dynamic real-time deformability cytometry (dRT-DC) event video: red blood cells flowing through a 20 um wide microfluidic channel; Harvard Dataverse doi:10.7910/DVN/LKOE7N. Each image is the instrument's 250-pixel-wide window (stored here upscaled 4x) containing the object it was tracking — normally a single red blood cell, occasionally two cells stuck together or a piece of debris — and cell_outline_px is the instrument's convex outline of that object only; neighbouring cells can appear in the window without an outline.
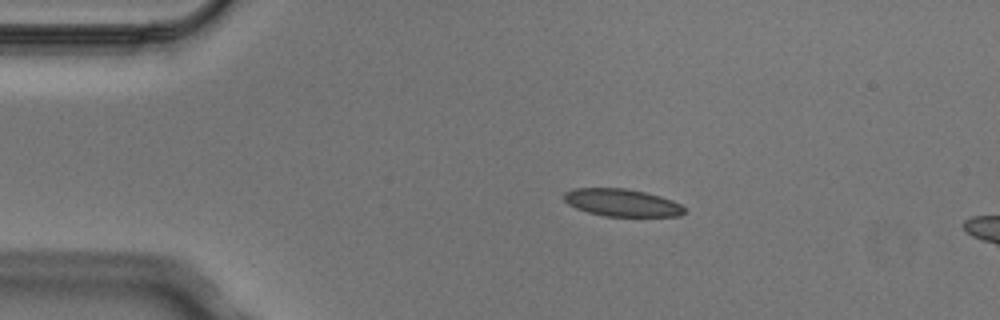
{"species": "Egyptian fruit bat (a non-hibernating species)", "species_latin": "Rousettus aegyptiacus", "temperature_condition": "cold", "stored_images_in_passage": 4, "camera_frame_rate_fps": 3000, "um_per_image_px": 0.085, "animal": {"sex": "male"}, "frame": {"image": 1, "passage_image": 2, "time_ms": 0.333, "image_size_px": [1000, 320], "cell_outline_px": [[684, 212], [680, 216], [604, 216], [588, 212], [576, 208], [568, 204], [564, 200], [564, 192], [572, 188], [624, 188], [644, 192], [660, 196], [672, 200], [680, 204], [684, 208]], "centroid_in_image_um": [52.83, 17.22], "position_along_channel_um": 32.2, "area_um2": 19.19}}